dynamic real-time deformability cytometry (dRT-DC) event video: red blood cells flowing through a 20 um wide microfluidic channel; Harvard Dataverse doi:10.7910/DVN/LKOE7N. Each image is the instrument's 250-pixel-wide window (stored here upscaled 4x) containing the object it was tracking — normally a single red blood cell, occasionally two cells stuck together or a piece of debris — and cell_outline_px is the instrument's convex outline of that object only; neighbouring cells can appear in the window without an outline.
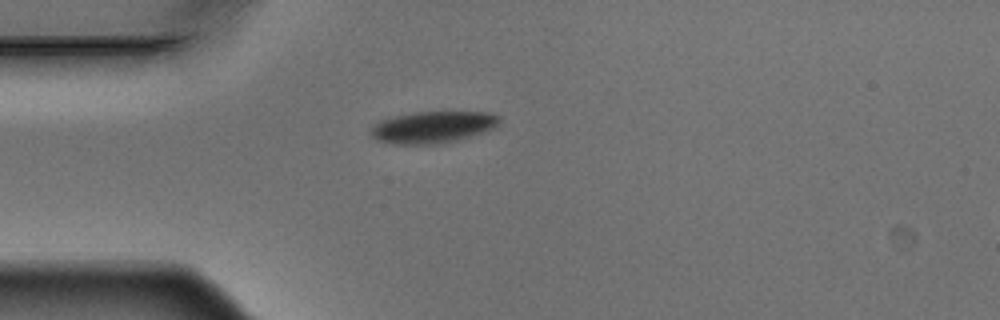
{"species": "Egyptian fruit bat (a non-hibernating species)", "species_latin": "Rousettus aegyptiacus", "temperature_condition": "warm", "stored_images_in_passage": 5, "camera_frame_rate_fps": 3000, "um_per_image_px": 0.085, "animal": {"sex": "male"}, "frame": {"image": 1, "passage_image": 5, "time_ms": 1.333, "image_size_px": [1000, 320], "cell_outline_px": [[500, 120], [496, 128], [484, 132], [456, 140], [432, 144], [392, 144], [376, 140], [368, 132], [368, 128], [380, 120], [396, 116], [416, 112], [488, 112], [500, 116]], "centroid_in_image_um": [36.76, 10.8], "position_along_channel_um": 48.2, "area_um2": 23.87}}